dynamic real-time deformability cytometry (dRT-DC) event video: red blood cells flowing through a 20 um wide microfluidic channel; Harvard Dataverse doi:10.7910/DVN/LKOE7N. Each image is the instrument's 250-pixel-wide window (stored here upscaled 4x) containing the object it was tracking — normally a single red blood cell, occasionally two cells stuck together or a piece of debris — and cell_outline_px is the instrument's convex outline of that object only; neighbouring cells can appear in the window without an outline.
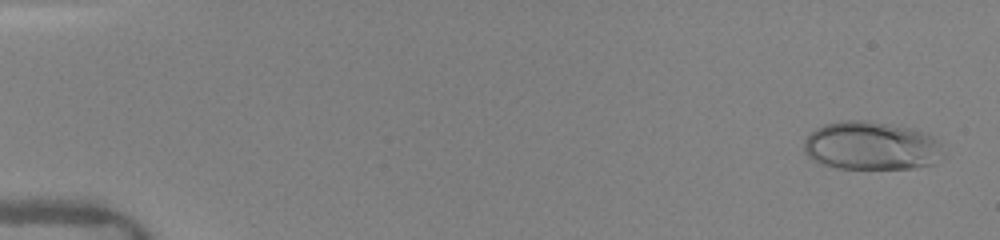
{"species": "human", "species_latin": "Homo sapiens", "temperature_condition": "warm", "stored_images_in_passage": 14, "camera_frame_rate_fps": 3000, "um_per_image_px": 0.085, "donor": {"sex": "female"}, "frame": {"image": 1, "passage_image": 1, "time_ms": 0.0, "image_size_px": [1000, 240], "cell_outline_px": [[944, 152], [936, 164], [916, 168], [836, 168], [820, 164], [812, 160], [804, 152], [804, 140], [816, 128], [824, 124], [844, 120], [864, 120], [912, 128], [924, 132], [940, 140]], "centroid_in_image_um": [74.09, 12.4], "position_along_channel_um": 10.9, "area_um2": 39.71}}